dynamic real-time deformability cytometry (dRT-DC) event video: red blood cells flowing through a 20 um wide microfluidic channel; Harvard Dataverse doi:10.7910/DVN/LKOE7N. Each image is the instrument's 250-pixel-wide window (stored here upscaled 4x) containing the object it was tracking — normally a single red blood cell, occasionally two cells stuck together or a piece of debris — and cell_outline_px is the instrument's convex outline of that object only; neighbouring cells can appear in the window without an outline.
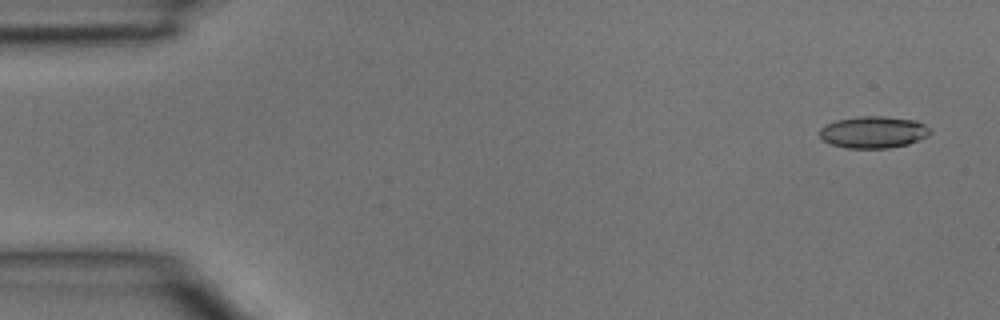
{"species": "common noctule bat (a hibernating species)", "species_latin": "Nyctalus noctula", "temperature_condition": "room temperature", "stored_images_in_passage": 5, "segment_of_instrument_passage": [2, 2], "camera_frame_rate_fps": 3000, "um_per_image_px": 0.085, "animal": {"sex": "male", "body_mass_g": 15.6}, "frame": {"image": 1, "passage_image": 5, "time_ms": 1.333, "image_size_px": [1000, 320], "cell_outline_px": [[932, 132], [928, 136], [908, 144], [888, 148], [848, 148], [832, 144], [824, 140], [820, 136], [820, 128], [836, 120], [856, 116], [884, 116], [916, 120], [932, 128]], "centroid_in_image_um": [74.29, 11.22], "position_along_channel_um": 10.7, "area_um2": 20.58}}